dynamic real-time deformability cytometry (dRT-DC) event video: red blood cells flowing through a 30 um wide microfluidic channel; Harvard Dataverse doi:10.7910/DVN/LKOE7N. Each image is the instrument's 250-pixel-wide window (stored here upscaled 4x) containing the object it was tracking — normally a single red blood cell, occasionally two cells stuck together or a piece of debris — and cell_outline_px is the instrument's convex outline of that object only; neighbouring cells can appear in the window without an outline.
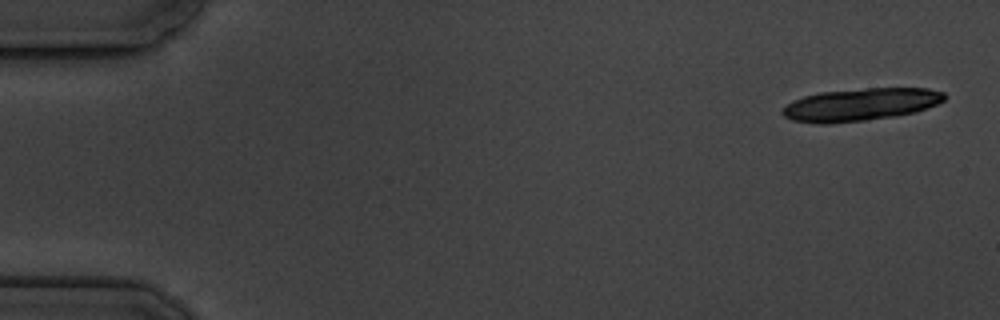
{"species": "common noctule bat (a hibernating species)", "species_latin": "Nyctalus noctula", "temperature_condition": "cold", "stored_images_in_passage": 9, "segment_of_instrument_passage": [1, 2], "camera_frame_rate_fps": 3000, "um_per_image_px": 0.085, "animal": {"sex": "male", "body_mass_g": 19.5, "forearm_length_mm": 54.6}, "frame": {"image": 1, "passage_image": 1, "time_ms": 0.0, "image_size_px": [1000, 320], "cell_outline_px": [[948, 96], [944, 100], [936, 104], [916, 112], [896, 116], [864, 120], [828, 124], [816, 124], [792, 120], [784, 116], [780, 112], [792, 100], [804, 96], [820, 92], [868, 88], [928, 88], [944, 92]], "centroid_in_image_um": [73.15, 8.89], "position_along_channel_um": 11.9, "area_um2": 30.81}}